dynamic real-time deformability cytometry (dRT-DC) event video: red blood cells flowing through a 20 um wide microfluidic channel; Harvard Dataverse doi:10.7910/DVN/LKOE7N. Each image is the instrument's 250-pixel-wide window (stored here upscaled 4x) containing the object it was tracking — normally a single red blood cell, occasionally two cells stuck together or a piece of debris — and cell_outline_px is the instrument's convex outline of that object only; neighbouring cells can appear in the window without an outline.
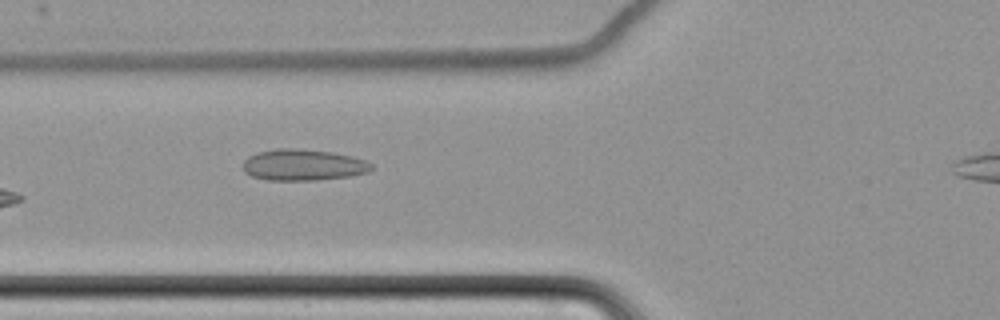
{"species": "common noctule bat (a hibernating species)", "species_latin": "Nyctalus noctula", "temperature_condition": "cold", "stored_images_in_passage": 5, "camera_frame_rate_fps": 3000, "um_per_image_px": 0.085, "animal": {"sex": "female", "body_mass_g": 22.7, "forearm_length_mm": 54.2}, "frame": {"image": 1, "passage_image": 4, "time_ms": 4.333, "image_size_px": [1000, 320], "cell_outline_px": [[372, 168], [368, 172], [352, 176], [316, 180], [268, 180], [252, 176], [244, 172], [244, 160], [248, 156], [256, 152], [276, 148], [296, 148], [332, 152], [352, 156], [364, 160], [372, 164]], "centroid_in_image_um": [25.76, 14.01], "position_along_channel_um": 100.0, "area_um2": 23.52}}